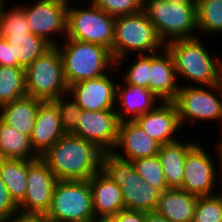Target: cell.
I'll list each match as a JSON object with an SVG mask.
<instances>
[{"instance_id":"1","label":"cell","mask_w":222,"mask_h":222,"mask_svg":"<svg viewBox=\"0 0 222 222\" xmlns=\"http://www.w3.org/2000/svg\"><path fill=\"white\" fill-rule=\"evenodd\" d=\"M102 151L96 144L72 134L63 135L40 158L58 180H89L101 171Z\"/></svg>"},{"instance_id":"2","label":"cell","mask_w":222,"mask_h":222,"mask_svg":"<svg viewBox=\"0 0 222 222\" xmlns=\"http://www.w3.org/2000/svg\"><path fill=\"white\" fill-rule=\"evenodd\" d=\"M141 11L155 26L165 45L173 40L199 36L195 0H143Z\"/></svg>"},{"instance_id":"3","label":"cell","mask_w":222,"mask_h":222,"mask_svg":"<svg viewBox=\"0 0 222 222\" xmlns=\"http://www.w3.org/2000/svg\"><path fill=\"white\" fill-rule=\"evenodd\" d=\"M202 41L201 37L196 36L173 40L165 46L173 56L177 79H189V83H186L189 86L193 82L195 86L216 85L222 65V59L210 55Z\"/></svg>"},{"instance_id":"4","label":"cell","mask_w":222,"mask_h":222,"mask_svg":"<svg viewBox=\"0 0 222 222\" xmlns=\"http://www.w3.org/2000/svg\"><path fill=\"white\" fill-rule=\"evenodd\" d=\"M64 42L63 46L59 43L57 47L62 57L64 77L69 87L80 81L110 73L109 69H117L111 52L106 47L66 37Z\"/></svg>"},{"instance_id":"5","label":"cell","mask_w":222,"mask_h":222,"mask_svg":"<svg viewBox=\"0 0 222 222\" xmlns=\"http://www.w3.org/2000/svg\"><path fill=\"white\" fill-rule=\"evenodd\" d=\"M165 46L155 26L142 11L116 17L112 57L118 71L119 65L126 58V61H128L130 52H138V55L152 54L160 52Z\"/></svg>"},{"instance_id":"6","label":"cell","mask_w":222,"mask_h":222,"mask_svg":"<svg viewBox=\"0 0 222 222\" xmlns=\"http://www.w3.org/2000/svg\"><path fill=\"white\" fill-rule=\"evenodd\" d=\"M101 170L121 187L126 210L155 212L160 191L142 180L133 161L104 152Z\"/></svg>"},{"instance_id":"7","label":"cell","mask_w":222,"mask_h":222,"mask_svg":"<svg viewBox=\"0 0 222 222\" xmlns=\"http://www.w3.org/2000/svg\"><path fill=\"white\" fill-rule=\"evenodd\" d=\"M44 222H97L89 180H58Z\"/></svg>"},{"instance_id":"8","label":"cell","mask_w":222,"mask_h":222,"mask_svg":"<svg viewBox=\"0 0 222 222\" xmlns=\"http://www.w3.org/2000/svg\"><path fill=\"white\" fill-rule=\"evenodd\" d=\"M26 94L42 101H52L68 94L69 86L64 77L63 62L57 46L25 68Z\"/></svg>"},{"instance_id":"9","label":"cell","mask_w":222,"mask_h":222,"mask_svg":"<svg viewBox=\"0 0 222 222\" xmlns=\"http://www.w3.org/2000/svg\"><path fill=\"white\" fill-rule=\"evenodd\" d=\"M67 8L66 38L102 45L110 50L114 41L115 19L92 2L87 7Z\"/></svg>"},{"instance_id":"10","label":"cell","mask_w":222,"mask_h":222,"mask_svg":"<svg viewBox=\"0 0 222 222\" xmlns=\"http://www.w3.org/2000/svg\"><path fill=\"white\" fill-rule=\"evenodd\" d=\"M173 102L183 127L186 123L193 125L200 120H219L222 127V101L216 85L206 87L181 84Z\"/></svg>"},{"instance_id":"11","label":"cell","mask_w":222,"mask_h":222,"mask_svg":"<svg viewBox=\"0 0 222 222\" xmlns=\"http://www.w3.org/2000/svg\"><path fill=\"white\" fill-rule=\"evenodd\" d=\"M57 181L40 157L28 160L27 190L23 201L18 205L19 214L42 218L51 206Z\"/></svg>"},{"instance_id":"12","label":"cell","mask_w":222,"mask_h":222,"mask_svg":"<svg viewBox=\"0 0 222 222\" xmlns=\"http://www.w3.org/2000/svg\"><path fill=\"white\" fill-rule=\"evenodd\" d=\"M68 5V0H38L33 5L23 4L30 32L57 46L59 42L53 36L63 34L66 37Z\"/></svg>"},{"instance_id":"13","label":"cell","mask_w":222,"mask_h":222,"mask_svg":"<svg viewBox=\"0 0 222 222\" xmlns=\"http://www.w3.org/2000/svg\"><path fill=\"white\" fill-rule=\"evenodd\" d=\"M198 142L187 152L184 162L183 190L198 196L215 195L214 185L221 178V170H217L212 156ZM220 172V173H219ZM218 173V174H217Z\"/></svg>"},{"instance_id":"14","label":"cell","mask_w":222,"mask_h":222,"mask_svg":"<svg viewBox=\"0 0 222 222\" xmlns=\"http://www.w3.org/2000/svg\"><path fill=\"white\" fill-rule=\"evenodd\" d=\"M120 122L116 110L94 112L82 109L72 135L96 144L104 152H110L116 144Z\"/></svg>"},{"instance_id":"15","label":"cell","mask_w":222,"mask_h":222,"mask_svg":"<svg viewBox=\"0 0 222 222\" xmlns=\"http://www.w3.org/2000/svg\"><path fill=\"white\" fill-rule=\"evenodd\" d=\"M108 75L110 74L73 84L68 93L84 110H116L117 84Z\"/></svg>"},{"instance_id":"16","label":"cell","mask_w":222,"mask_h":222,"mask_svg":"<svg viewBox=\"0 0 222 222\" xmlns=\"http://www.w3.org/2000/svg\"><path fill=\"white\" fill-rule=\"evenodd\" d=\"M143 131L160 145L178 141L175 132L182 128L173 101H162L150 112L135 119Z\"/></svg>"},{"instance_id":"17","label":"cell","mask_w":222,"mask_h":222,"mask_svg":"<svg viewBox=\"0 0 222 222\" xmlns=\"http://www.w3.org/2000/svg\"><path fill=\"white\" fill-rule=\"evenodd\" d=\"M160 146L135 120H126L120 122L117 141L110 152L119 158L133 161L157 155Z\"/></svg>"},{"instance_id":"18","label":"cell","mask_w":222,"mask_h":222,"mask_svg":"<svg viewBox=\"0 0 222 222\" xmlns=\"http://www.w3.org/2000/svg\"><path fill=\"white\" fill-rule=\"evenodd\" d=\"M89 184L97 221H109L119 211L125 210L121 187L102 170L89 179Z\"/></svg>"},{"instance_id":"19","label":"cell","mask_w":222,"mask_h":222,"mask_svg":"<svg viewBox=\"0 0 222 222\" xmlns=\"http://www.w3.org/2000/svg\"><path fill=\"white\" fill-rule=\"evenodd\" d=\"M175 62L172 54L165 47L162 51L151 54L149 90L161 101H173L180 88Z\"/></svg>"},{"instance_id":"20","label":"cell","mask_w":222,"mask_h":222,"mask_svg":"<svg viewBox=\"0 0 222 222\" xmlns=\"http://www.w3.org/2000/svg\"><path fill=\"white\" fill-rule=\"evenodd\" d=\"M63 135L65 132L61 126L56 105L52 101H43L37 110L35 125L30 137L32 148L41 156Z\"/></svg>"},{"instance_id":"21","label":"cell","mask_w":222,"mask_h":222,"mask_svg":"<svg viewBox=\"0 0 222 222\" xmlns=\"http://www.w3.org/2000/svg\"><path fill=\"white\" fill-rule=\"evenodd\" d=\"M116 102H119L116 113L120 121H126L150 112L162 101L149 89L117 83Z\"/></svg>"},{"instance_id":"22","label":"cell","mask_w":222,"mask_h":222,"mask_svg":"<svg viewBox=\"0 0 222 222\" xmlns=\"http://www.w3.org/2000/svg\"><path fill=\"white\" fill-rule=\"evenodd\" d=\"M199 196L181 188L160 192L155 212L170 222H192Z\"/></svg>"},{"instance_id":"23","label":"cell","mask_w":222,"mask_h":222,"mask_svg":"<svg viewBox=\"0 0 222 222\" xmlns=\"http://www.w3.org/2000/svg\"><path fill=\"white\" fill-rule=\"evenodd\" d=\"M43 101L32 96H24L0 107V119L9 128L31 137L37 110Z\"/></svg>"},{"instance_id":"24","label":"cell","mask_w":222,"mask_h":222,"mask_svg":"<svg viewBox=\"0 0 222 222\" xmlns=\"http://www.w3.org/2000/svg\"><path fill=\"white\" fill-rule=\"evenodd\" d=\"M196 142L175 141L160 146L157 154L164 172L168 188H182L184 162L188 150Z\"/></svg>"},{"instance_id":"25","label":"cell","mask_w":222,"mask_h":222,"mask_svg":"<svg viewBox=\"0 0 222 222\" xmlns=\"http://www.w3.org/2000/svg\"><path fill=\"white\" fill-rule=\"evenodd\" d=\"M39 157L32 148L29 136L9 128L0 119V159L35 160Z\"/></svg>"},{"instance_id":"26","label":"cell","mask_w":222,"mask_h":222,"mask_svg":"<svg viewBox=\"0 0 222 222\" xmlns=\"http://www.w3.org/2000/svg\"><path fill=\"white\" fill-rule=\"evenodd\" d=\"M28 160L0 159V175L9 195L18 206L27 190Z\"/></svg>"},{"instance_id":"27","label":"cell","mask_w":222,"mask_h":222,"mask_svg":"<svg viewBox=\"0 0 222 222\" xmlns=\"http://www.w3.org/2000/svg\"><path fill=\"white\" fill-rule=\"evenodd\" d=\"M2 37H5L12 48L13 60H17L23 68L32 64L36 58L52 47L45 39L32 33Z\"/></svg>"},{"instance_id":"28","label":"cell","mask_w":222,"mask_h":222,"mask_svg":"<svg viewBox=\"0 0 222 222\" xmlns=\"http://www.w3.org/2000/svg\"><path fill=\"white\" fill-rule=\"evenodd\" d=\"M26 95L25 68L0 66V107Z\"/></svg>"},{"instance_id":"29","label":"cell","mask_w":222,"mask_h":222,"mask_svg":"<svg viewBox=\"0 0 222 222\" xmlns=\"http://www.w3.org/2000/svg\"><path fill=\"white\" fill-rule=\"evenodd\" d=\"M198 32L222 33V0H195Z\"/></svg>"},{"instance_id":"30","label":"cell","mask_w":222,"mask_h":222,"mask_svg":"<svg viewBox=\"0 0 222 222\" xmlns=\"http://www.w3.org/2000/svg\"><path fill=\"white\" fill-rule=\"evenodd\" d=\"M6 5L4 2L0 9V35L19 36L31 33L23 11V5L8 10Z\"/></svg>"},{"instance_id":"31","label":"cell","mask_w":222,"mask_h":222,"mask_svg":"<svg viewBox=\"0 0 222 222\" xmlns=\"http://www.w3.org/2000/svg\"><path fill=\"white\" fill-rule=\"evenodd\" d=\"M135 171L153 187L163 192L168 188L158 155L133 160Z\"/></svg>"},{"instance_id":"32","label":"cell","mask_w":222,"mask_h":222,"mask_svg":"<svg viewBox=\"0 0 222 222\" xmlns=\"http://www.w3.org/2000/svg\"><path fill=\"white\" fill-rule=\"evenodd\" d=\"M135 62H132L126 72L122 74L123 80H121L126 85L139 86L149 89L150 82V68H151V54H141L137 55Z\"/></svg>"},{"instance_id":"33","label":"cell","mask_w":222,"mask_h":222,"mask_svg":"<svg viewBox=\"0 0 222 222\" xmlns=\"http://www.w3.org/2000/svg\"><path fill=\"white\" fill-rule=\"evenodd\" d=\"M70 99L71 101H69ZM52 102L59 111L63 131L65 134H72L76 130L82 108L72 96H69V93L52 100Z\"/></svg>"},{"instance_id":"34","label":"cell","mask_w":222,"mask_h":222,"mask_svg":"<svg viewBox=\"0 0 222 222\" xmlns=\"http://www.w3.org/2000/svg\"><path fill=\"white\" fill-rule=\"evenodd\" d=\"M217 194L199 196L192 222H222V196Z\"/></svg>"},{"instance_id":"35","label":"cell","mask_w":222,"mask_h":222,"mask_svg":"<svg viewBox=\"0 0 222 222\" xmlns=\"http://www.w3.org/2000/svg\"><path fill=\"white\" fill-rule=\"evenodd\" d=\"M92 3L109 15L118 17L140 12L143 0H93Z\"/></svg>"},{"instance_id":"36","label":"cell","mask_w":222,"mask_h":222,"mask_svg":"<svg viewBox=\"0 0 222 222\" xmlns=\"http://www.w3.org/2000/svg\"><path fill=\"white\" fill-rule=\"evenodd\" d=\"M18 214V206L11 199L8 189L0 175V220L8 219Z\"/></svg>"},{"instance_id":"37","label":"cell","mask_w":222,"mask_h":222,"mask_svg":"<svg viewBox=\"0 0 222 222\" xmlns=\"http://www.w3.org/2000/svg\"><path fill=\"white\" fill-rule=\"evenodd\" d=\"M0 66L22 67L17 60H13L11 46L7 43L5 37L0 35Z\"/></svg>"},{"instance_id":"38","label":"cell","mask_w":222,"mask_h":222,"mask_svg":"<svg viewBox=\"0 0 222 222\" xmlns=\"http://www.w3.org/2000/svg\"><path fill=\"white\" fill-rule=\"evenodd\" d=\"M110 222H145V212L135 210H121L115 214Z\"/></svg>"},{"instance_id":"39","label":"cell","mask_w":222,"mask_h":222,"mask_svg":"<svg viewBox=\"0 0 222 222\" xmlns=\"http://www.w3.org/2000/svg\"><path fill=\"white\" fill-rule=\"evenodd\" d=\"M0 222H44L41 217L28 216L18 214L17 216L10 217L8 219L0 220Z\"/></svg>"},{"instance_id":"40","label":"cell","mask_w":222,"mask_h":222,"mask_svg":"<svg viewBox=\"0 0 222 222\" xmlns=\"http://www.w3.org/2000/svg\"><path fill=\"white\" fill-rule=\"evenodd\" d=\"M145 222H170L156 212H145Z\"/></svg>"},{"instance_id":"41","label":"cell","mask_w":222,"mask_h":222,"mask_svg":"<svg viewBox=\"0 0 222 222\" xmlns=\"http://www.w3.org/2000/svg\"><path fill=\"white\" fill-rule=\"evenodd\" d=\"M221 134H222V132H221ZM220 141H218V143L215 145V152L216 153H218V158L217 159H219L218 161L220 162L219 164L220 165H218V167L220 168V170H221V174H222V135H221V138L219 139Z\"/></svg>"},{"instance_id":"42","label":"cell","mask_w":222,"mask_h":222,"mask_svg":"<svg viewBox=\"0 0 222 222\" xmlns=\"http://www.w3.org/2000/svg\"><path fill=\"white\" fill-rule=\"evenodd\" d=\"M216 87L218 88V91L221 96V101H222V65L220 67L219 73H218V78L216 81Z\"/></svg>"},{"instance_id":"43","label":"cell","mask_w":222,"mask_h":222,"mask_svg":"<svg viewBox=\"0 0 222 222\" xmlns=\"http://www.w3.org/2000/svg\"><path fill=\"white\" fill-rule=\"evenodd\" d=\"M221 178L220 179H217L219 182H221V184H219V185H221L222 186V174H221V176H220ZM221 180V181H220ZM222 189V188H221ZM221 196H222V190L220 191V192H218Z\"/></svg>"},{"instance_id":"44","label":"cell","mask_w":222,"mask_h":222,"mask_svg":"<svg viewBox=\"0 0 222 222\" xmlns=\"http://www.w3.org/2000/svg\"><path fill=\"white\" fill-rule=\"evenodd\" d=\"M6 0H0V9H1V7H2V5H3V3L5 2Z\"/></svg>"}]
</instances>
